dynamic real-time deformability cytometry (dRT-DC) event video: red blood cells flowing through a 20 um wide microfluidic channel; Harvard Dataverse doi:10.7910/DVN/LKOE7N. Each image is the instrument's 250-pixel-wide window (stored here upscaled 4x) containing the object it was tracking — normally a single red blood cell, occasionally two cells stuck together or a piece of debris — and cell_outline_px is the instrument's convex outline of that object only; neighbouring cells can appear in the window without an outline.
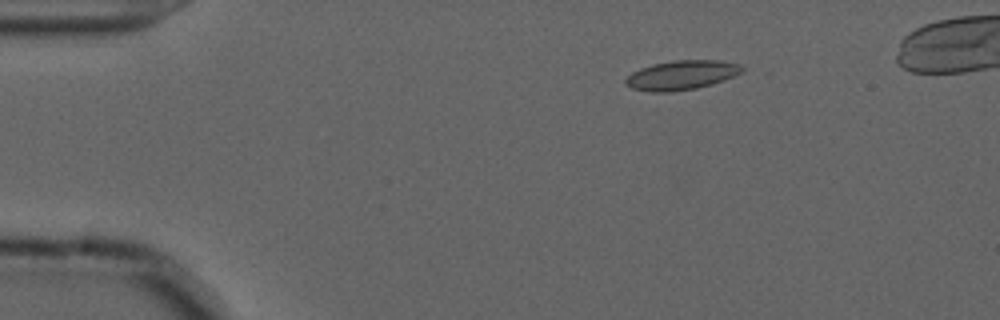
{"species": "common noctule bat (a hibernating species)", "species_latin": "Nyctalus noctula", "temperature_condition": "cold", "stored_images_in_passage": 20, "camera_frame_rate_fps": 3000, "um_per_image_px": 0.085, "animal": {"sex": "male", "forearm_length_mm": 52.5}, "frame": {"image": 1, "passage_image": 9, "time_ms": 2.667, "image_size_px": [1000, 320], "cell_outline_px": [[744, 68], [740, 72], [724, 80], [712, 84], [664, 96], [660, 96], [632, 88], [624, 84], [624, 80], [632, 72], [640, 68], [652, 64], [676, 60], [720, 60], [740, 64]], "centroid_in_image_um": [57.85, 6.44], "position_along_channel_um": 27.2, "area_um2": 20.63}}
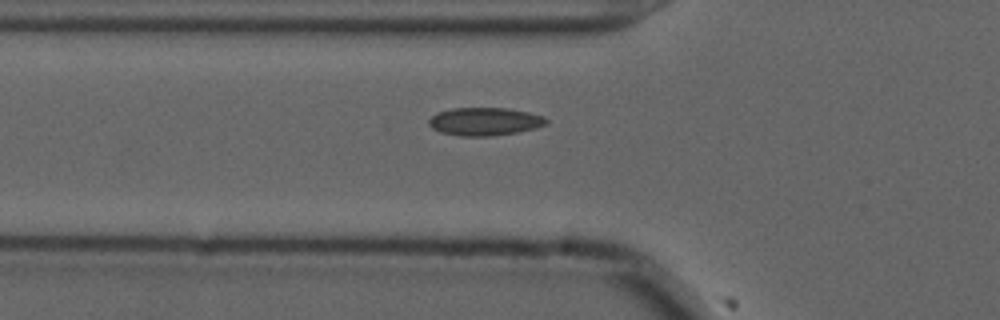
{"frame": {"image": 2, "passage_image": 19, "time_ms": 6.0, "image_size_px": [1000, 320], "cell_outline_px": [[548, 124], [536, 128], [520, 132], [492, 136], [460, 136], [440, 132], [432, 128], [428, 124], [428, 120], [436, 112], [452, 108], [508, 108], [528, 112], [544, 116], [548, 120]], "centroid_in_image_um": [41.21, 10.33], "position_along_channel_um": 84.6, "area_um2": 19.42}}